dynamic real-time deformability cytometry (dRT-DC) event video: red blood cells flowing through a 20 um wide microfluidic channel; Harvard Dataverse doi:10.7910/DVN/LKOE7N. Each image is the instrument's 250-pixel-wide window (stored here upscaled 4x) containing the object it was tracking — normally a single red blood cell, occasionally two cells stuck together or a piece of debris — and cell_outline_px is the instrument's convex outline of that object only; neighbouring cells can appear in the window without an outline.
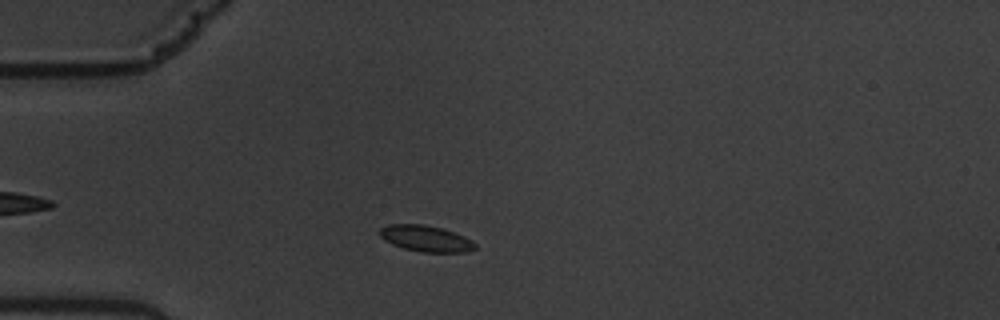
{"species": "common noctule bat (a hibernating species)", "species_latin": "Nyctalus noctula", "temperature_condition": "warm", "stored_images_in_passage": 50, "camera_frame_rate_fps": 3000, "um_per_image_px": 0.085, "animal": {"sex": "male", "body_mass_g": 19.5, "forearm_length_mm": 54.6}, "frame": {"image": 1, "passage_image": 8, "time_ms": 2.333, "image_size_px": [1000, 320], "cell_outline_px": [[476, 248], [464, 252], [420, 252], [404, 248], [392, 244], [384, 240], [380, 236], [380, 228], [388, 224], [424, 224], [444, 228], [464, 236], [472, 240], [476, 244]], "centroid_in_image_um": [36.2, 20.26], "position_along_channel_um": 48.8, "area_um2": 14.62}}
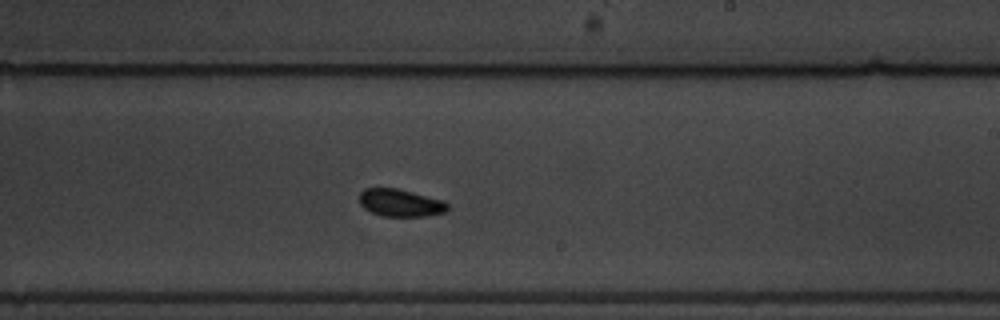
{"frame": {"image": 2, "passage_image": 27, "time_ms": 8.667, "image_size_px": [1000, 320], "cell_outline_px": [[448, 208], [444, 212], [428, 216], [380, 216], [364, 208], [360, 204], [360, 192], [364, 188], [396, 188], [444, 200], [448, 204]], "centroid_in_image_um": [34.03, 17.24], "position_along_channel_um": 255.0, "area_um2": 14.1}}
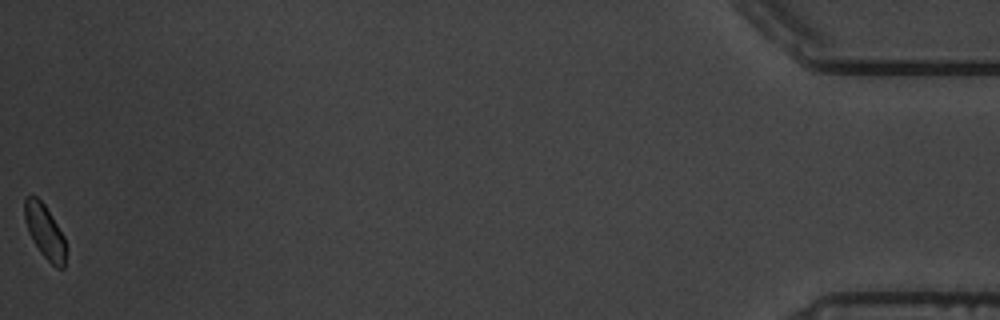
{"frame": {"image": 3, "passage_image": 50, "time_ms": 16.333, "image_size_px": [1000, 320], "cell_outline_px": [[64, 268], [56, 268], [40, 252], [32, 240], [28, 232], [24, 220], [24, 200], [28, 196], [36, 196], [44, 204], [52, 216], [64, 236]], "centroid_in_image_um": [3.77, 19.65], "position_along_channel_um": 431.4, "area_um2": 12.77}, "authors_computed_cell_mechanics": {"area_um2": 14.3344, "velocity_mm_per_s": 3.5095, "shape_relaxation_time_tau1_ms": 2.8362, "shape_relaxation_time_tau2_ms": 3.9064, "deformation_change_tau1": 0.0719, "deformation_change_tau2": 0.0533}}